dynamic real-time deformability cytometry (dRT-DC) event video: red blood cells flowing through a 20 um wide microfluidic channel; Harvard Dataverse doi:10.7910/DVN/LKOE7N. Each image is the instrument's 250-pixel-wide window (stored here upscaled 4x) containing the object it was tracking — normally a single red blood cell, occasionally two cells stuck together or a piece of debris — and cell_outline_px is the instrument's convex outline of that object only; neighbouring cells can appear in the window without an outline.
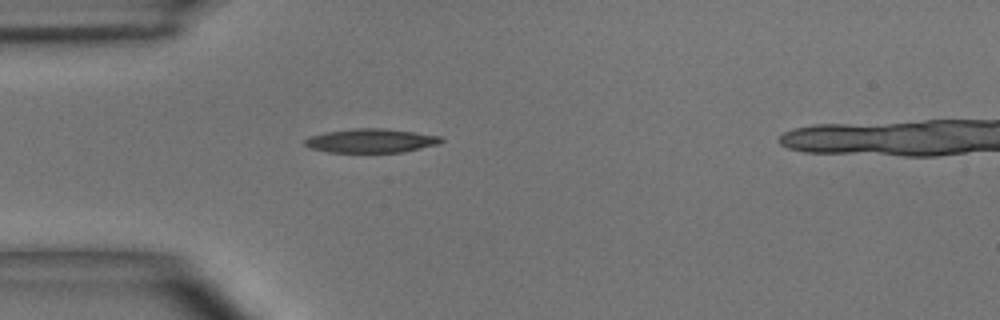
{"species": "common noctule bat (a hibernating species)", "species_latin": "Nyctalus noctula", "temperature_condition": "room temperature", "stored_images_in_passage": 36, "camera_frame_rate_fps": 3000, "um_per_image_px": 0.085, "animal": {"sex": "male", "body_mass_g": 15.6}, "frame": {"image": 1, "passage_image": 1, "time_ms": 0.0, "image_size_px": [1000, 320], "cell_outline_px": [[444, 140], [440, 144], [404, 152], [328, 152], [312, 148], [304, 144], [304, 140], [312, 136], [324, 132], [356, 128], [384, 128], [440, 136]], "centroid_in_image_um": [31.56, 11.96], "position_along_channel_um": 53.4, "area_um2": 18.9}}
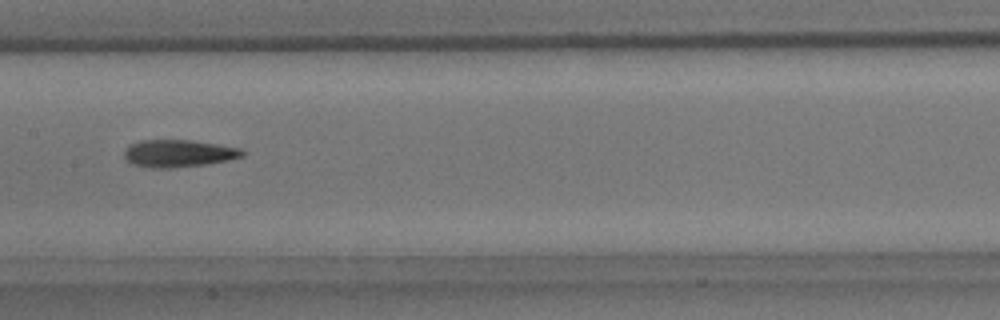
{"frame": {"image": 2, "passage_image": 12, "time_ms": 3.667, "image_size_px": [1000, 320], "cell_outline_px": [[244, 156], [228, 160], [204, 164], [172, 168], [156, 168], [132, 164], [124, 156], [124, 152], [132, 144], [140, 140], [188, 140], [216, 144], [240, 148], [244, 152]], "centroid_in_image_um": [15.18, 13.04], "position_along_channel_um": 192.2, "area_um2": 18.5}}
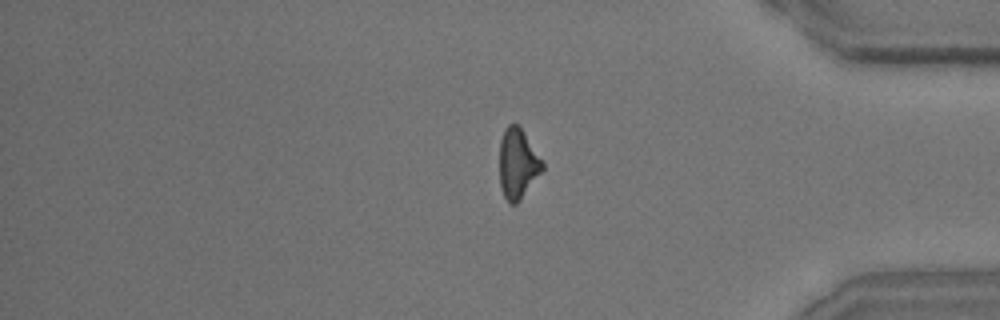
{"frame": {"image": 3, "passage_image": 29, "time_ms": 9.333, "image_size_px": [1000, 320], "cell_outline_px": [[544, 168], [520, 200], [516, 204], [508, 204], [504, 196], [500, 184], [500, 140], [504, 128], [508, 124], [520, 124], [544, 164]], "centroid_in_image_um": [44.0, 13.88], "position_along_channel_um": 391.2, "area_um2": 17.57}}